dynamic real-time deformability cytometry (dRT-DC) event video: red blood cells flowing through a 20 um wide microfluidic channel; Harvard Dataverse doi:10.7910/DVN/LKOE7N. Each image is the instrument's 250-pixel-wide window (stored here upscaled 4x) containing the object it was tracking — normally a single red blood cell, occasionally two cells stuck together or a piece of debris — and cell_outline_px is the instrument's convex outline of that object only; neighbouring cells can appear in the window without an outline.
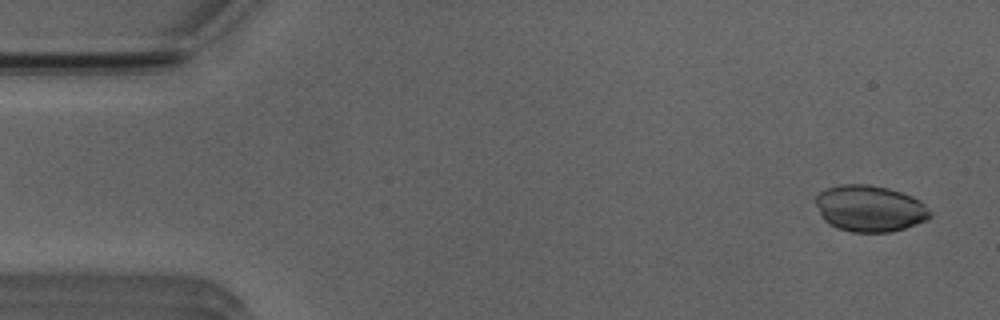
{"species": "Egyptian fruit bat (a non-hibernating species)", "species_latin": "Rousettus aegyptiacus", "temperature_condition": "room temperature", "stored_images_in_passage": 52, "camera_frame_rate_fps": 3000, "um_per_image_px": 0.085, "animal": {"sex": "male"}, "frame": {"image": 1, "passage_image": 3, "time_ms": 0.667, "image_size_px": [1000, 320], "cell_outline_px": [[932, 216], [916, 224], [904, 228], [888, 232], [852, 232], [828, 224], [824, 220], [816, 204], [816, 196], [824, 188], [840, 184], [868, 184], [888, 188], [912, 196], [920, 200], [932, 212]], "centroid_in_image_um": [73.93, 17.71], "position_along_channel_um": 11.1, "area_um2": 30.87}}
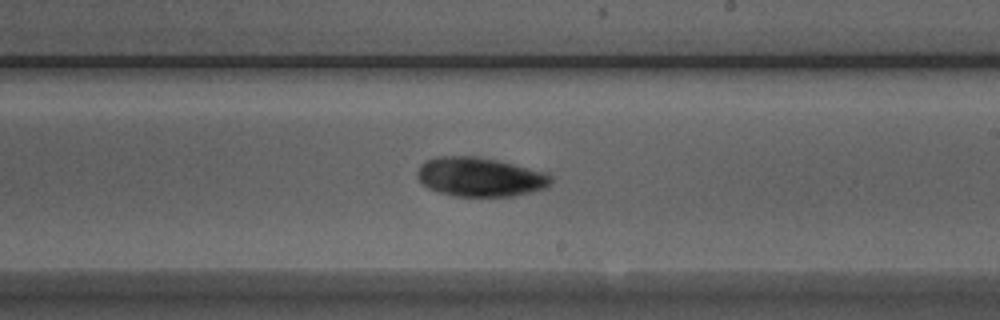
{"frame": {"image": 2, "passage_image": 30, "time_ms": 9.667, "image_size_px": [1000, 320], "cell_outline_px": [[552, 180], [548, 188], [512, 196], [456, 196], [440, 192], [428, 188], [416, 176], [416, 172], [420, 164], [424, 160], [436, 156], [476, 156], [496, 160], [548, 172], [552, 176]], "centroid_in_image_um": [40.81, 15.03], "position_along_channel_um": 248.2, "area_um2": 30.69}}
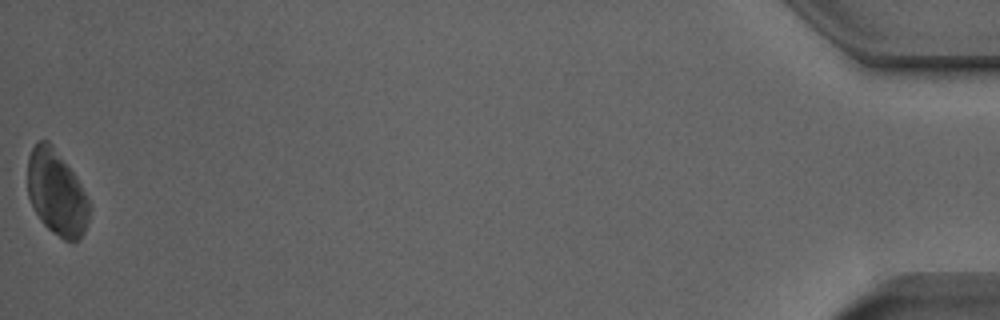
{"frame": {"image": 3, "passage_image": 52, "time_ms": 17.0, "image_size_px": [1000, 320], "cell_outline_px": [[88, 220], [84, 232], [72, 244], [64, 240], [52, 232], [40, 220], [28, 196], [28, 156], [32, 148], [40, 140], [48, 140], [52, 144], [76, 176], [88, 200]], "centroid_in_image_um": [4.8, 16.39], "position_along_channel_um": 430.4, "area_um2": 30.29}}